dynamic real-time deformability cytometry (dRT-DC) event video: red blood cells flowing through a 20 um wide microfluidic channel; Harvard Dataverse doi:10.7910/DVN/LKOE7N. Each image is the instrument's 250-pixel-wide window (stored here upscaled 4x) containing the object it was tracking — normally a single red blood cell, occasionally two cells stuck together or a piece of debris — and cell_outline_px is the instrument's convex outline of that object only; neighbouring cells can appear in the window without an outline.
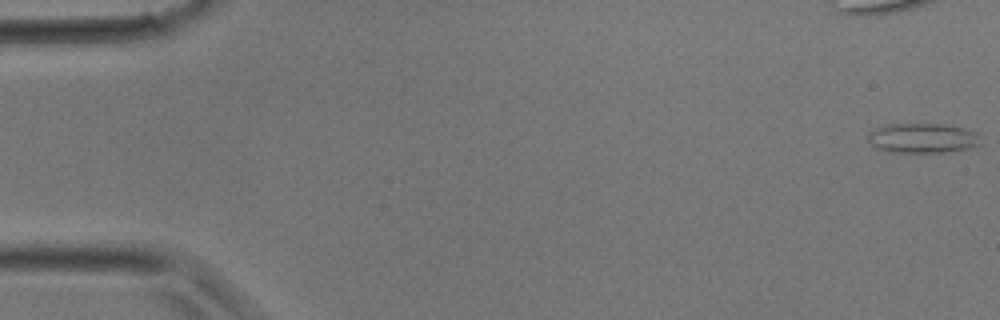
{"species": "common noctule bat (a hibernating species)", "species_latin": "Nyctalus noctula", "temperature_condition": "room temperature", "stored_images_in_passage": 31, "camera_frame_rate_fps": 3000, "um_per_image_px": 0.085, "animal": {"sex": "male", "body_mass_g": 17.9}, "frame": {"image": 1, "passage_image": 1, "time_ms": 0.0, "image_size_px": [1000, 320], "cell_outline_px": [[980, 144], [972, 148], [944, 152], [892, 152], [880, 148], [872, 144], [868, 140], [868, 132], [876, 128], [888, 124], [948, 124], [964, 128], [976, 132]], "centroid_in_image_um": [78.44, 11.73], "position_along_channel_um": 6.6, "area_um2": 19.42}}